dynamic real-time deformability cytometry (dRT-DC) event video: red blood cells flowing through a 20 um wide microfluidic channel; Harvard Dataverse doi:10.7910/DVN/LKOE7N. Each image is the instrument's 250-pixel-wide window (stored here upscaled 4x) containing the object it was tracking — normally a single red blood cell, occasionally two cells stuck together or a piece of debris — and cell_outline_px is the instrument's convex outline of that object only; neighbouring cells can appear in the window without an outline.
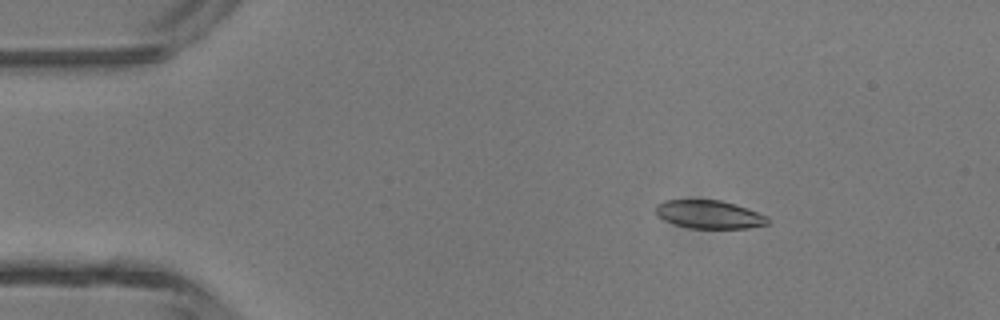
{"species": "common noctule bat (a hibernating species)", "species_latin": "Nyctalus noctula", "temperature_condition": "room temperature", "stored_images_in_passage": 5, "camera_frame_rate_fps": 3000, "um_per_image_px": 0.085, "animal": {"sex": "male", "body_mass_g": 13.3}, "frame": {"image": 1, "passage_image": 2, "time_ms": 0.333, "image_size_px": [1000, 320], "cell_outline_px": [[768, 224], [748, 228], [692, 228], [676, 224], [664, 220], [656, 212], [656, 204], [664, 200], [720, 200], [736, 204], [768, 216]], "centroid_in_image_um": [60.3, 18.22], "position_along_channel_um": 24.7, "area_um2": 18.26}}